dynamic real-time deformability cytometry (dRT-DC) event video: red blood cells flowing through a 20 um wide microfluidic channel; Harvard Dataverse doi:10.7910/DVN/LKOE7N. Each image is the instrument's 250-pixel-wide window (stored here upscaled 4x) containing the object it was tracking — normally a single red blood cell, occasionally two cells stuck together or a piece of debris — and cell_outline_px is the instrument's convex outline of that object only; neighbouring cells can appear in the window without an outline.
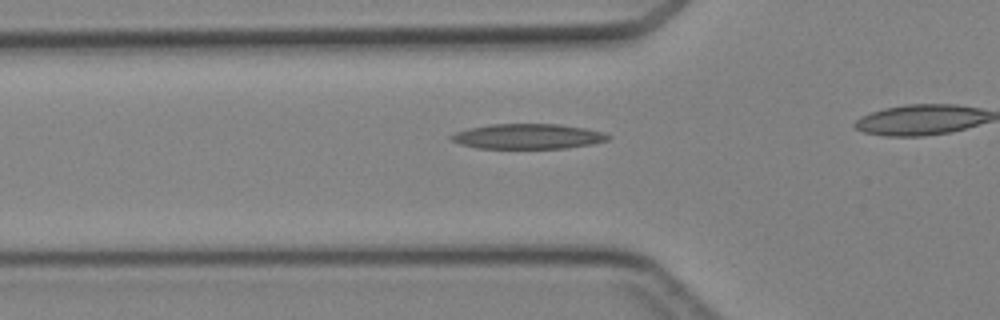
{"species": "Egyptian fruit bat (a non-hibernating species)", "species_latin": "Rousettus aegyptiacus", "temperature_condition": "cold", "stored_images_in_passage": 33, "camera_frame_rate_fps": 3000, "um_per_image_px": 0.085, "animal": {"sex": "female"}, "frame": {"image": 1, "passage_image": 12, "time_ms": 3.667, "image_size_px": [1000, 320], "cell_outline_px": [[612, 136], [608, 140], [592, 144], [564, 148], [476, 148], [460, 144], [452, 140], [448, 136], [456, 132], [468, 128], [488, 124], [560, 124], [584, 128], [604, 132]], "centroid_in_image_um": [44.86, 11.59], "position_along_channel_um": 80.9, "area_um2": 23.0}}
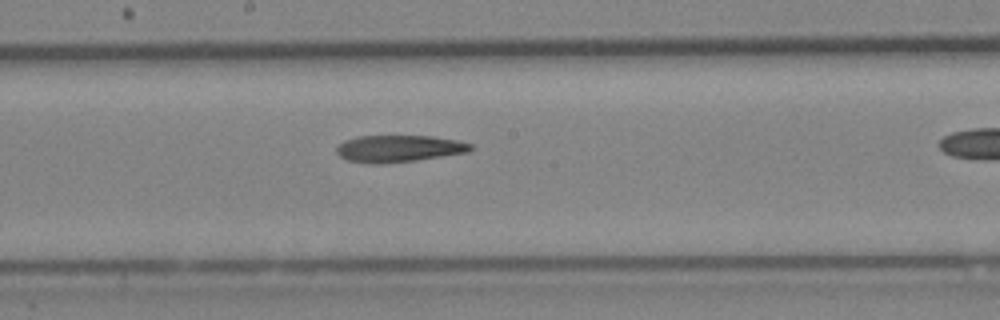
{"frame": {"image": 2, "passage_image": 21, "time_ms": 6.667, "image_size_px": [1000, 320], "cell_outline_px": [[476, 148], [468, 152], [416, 160], [380, 164], [372, 164], [348, 160], [340, 156], [336, 152], [336, 148], [344, 140], [356, 136], [432, 136], [456, 140], [472, 144]], "centroid_in_image_um": [33.91, 12.63], "position_along_channel_um": 214.3, "area_um2": 21.04}}
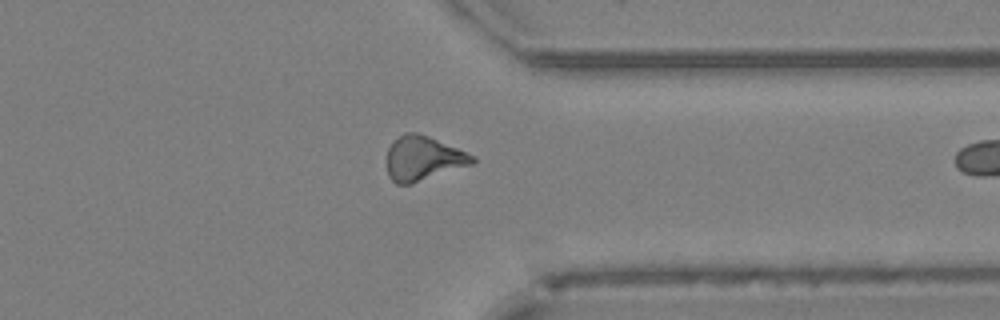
{"frame": {"image": 3, "passage_image": 32, "time_ms": 10.333, "image_size_px": [1000, 320], "cell_outline_px": [[476, 160], [472, 164], [412, 184], [396, 184], [388, 176], [388, 148], [404, 132], [416, 132], [428, 136], [476, 156]], "centroid_in_image_um": [35.98, 13.47], "position_along_channel_um": 375.4, "area_um2": 21.91}}